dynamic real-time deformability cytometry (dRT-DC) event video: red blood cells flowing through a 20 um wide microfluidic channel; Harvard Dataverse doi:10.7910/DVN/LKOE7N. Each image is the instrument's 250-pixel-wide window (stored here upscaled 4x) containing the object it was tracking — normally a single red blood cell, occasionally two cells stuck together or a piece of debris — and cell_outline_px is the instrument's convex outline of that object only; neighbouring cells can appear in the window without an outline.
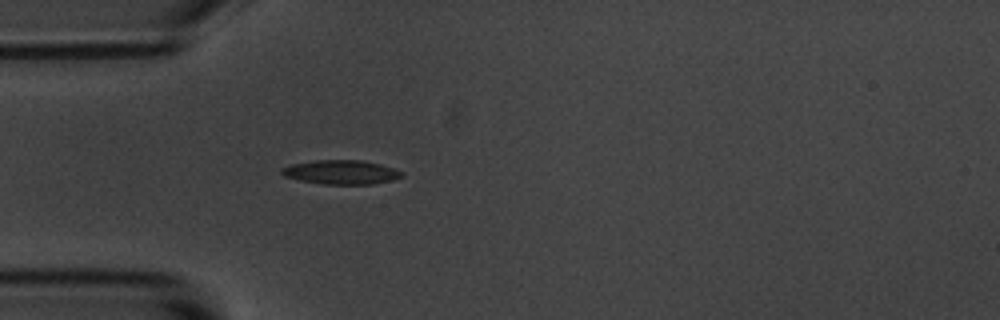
{"species": "common noctule bat (a hibernating species)", "species_latin": "Nyctalus noctula", "temperature_condition": "room temperature", "stored_images_in_passage": 2, "camera_frame_rate_fps": 3000, "um_per_image_px": 0.085, "animal": {"sex": "male", "body_mass_g": 20.1, "forearm_length_mm": 53.5}, "frame": {"image": 1, "passage_image": 2, "time_ms": 1.333, "image_size_px": [1000, 320], "cell_outline_px": [[404, 176], [372, 184], [324, 184], [300, 180], [284, 176], [280, 172], [280, 168], [288, 164], [316, 160], [360, 160], [380, 164], [404, 172]], "centroid_in_image_um": [28.94, 14.62], "position_along_channel_um": 56.1, "area_um2": 16.82}}